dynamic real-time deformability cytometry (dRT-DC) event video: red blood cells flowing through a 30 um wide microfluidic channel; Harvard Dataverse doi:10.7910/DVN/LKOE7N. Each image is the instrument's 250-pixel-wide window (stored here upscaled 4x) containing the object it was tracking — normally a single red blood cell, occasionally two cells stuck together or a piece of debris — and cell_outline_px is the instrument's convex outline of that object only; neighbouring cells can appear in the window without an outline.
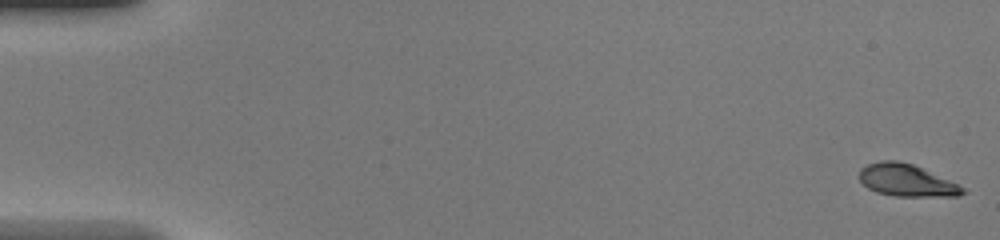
{"species": "common noctule bat (a hibernating species)", "species_latin": "Nyctalus noctula", "temperature_condition": "warm", "stored_images_in_passage": 47, "camera_frame_rate_fps": 3000, "um_per_image_px": 0.085, "animal": {"sex": "female", "body_mass_g": 20.0, "forearm_length_mm": 54.0}, "frame": {"image": 1, "passage_image": 1, "time_ms": 0.0, "image_size_px": [1000, 240], "cell_outline_px": [[968, 192], [960, 196], [896, 196], [876, 192], [868, 188], [860, 180], [860, 168], [868, 164], [880, 160], [896, 160], [912, 164], [948, 180], [964, 188]], "centroid_in_image_um": [77.04, 15.33], "position_along_channel_um": 8.0, "area_um2": 19.13}}
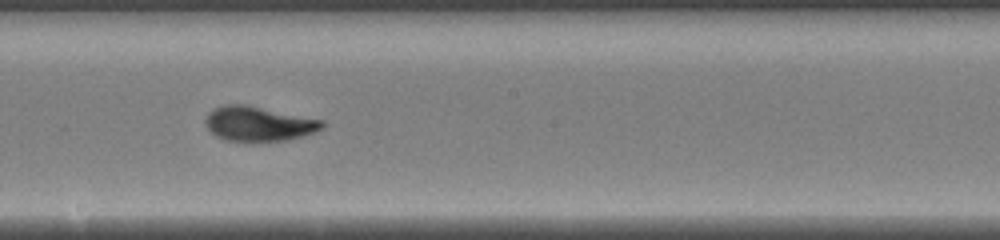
{"frame": {"image": 2, "passage_image": 27, "time_ms": 8.667, "image_size_px": [1000, 240], "cell_outline_px": [[324, 128], [316, 132], [304, 136], [288, 140], [224, 140], [216, 136], [204, 124], [204, 120], [208, 112], [224, 104], [244, 104], [324, 120]], "centroid_in_image_um": [22.0, 10.51], "position_along_channel_um": 226.2, "area_um2": 23.47}}
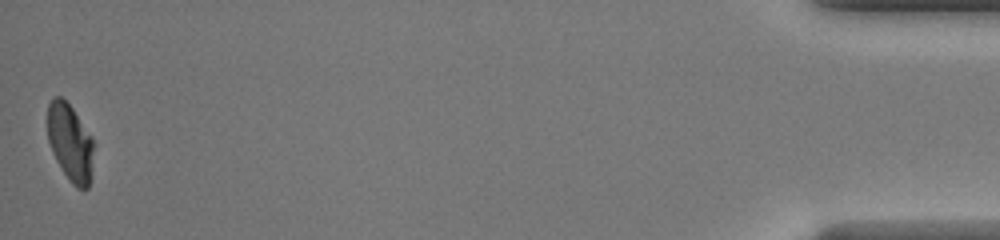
{"frame": {"image": 3, "passage_image": 47, "time_ms": 15.333, "image_size_px": [1000, 240], "cell_outline_px": [[92, 152], [88, 188], [76, 188], [68, 180], [56, 160], [52, 152], [48, 140], [48, 104], [52, 96], [60, 96], [72, 108], [92, 136]], "centroid_in_image_um": [5.93, 12.09], "position_along_channel_um": 429.3, "area_um2": 20.4}}